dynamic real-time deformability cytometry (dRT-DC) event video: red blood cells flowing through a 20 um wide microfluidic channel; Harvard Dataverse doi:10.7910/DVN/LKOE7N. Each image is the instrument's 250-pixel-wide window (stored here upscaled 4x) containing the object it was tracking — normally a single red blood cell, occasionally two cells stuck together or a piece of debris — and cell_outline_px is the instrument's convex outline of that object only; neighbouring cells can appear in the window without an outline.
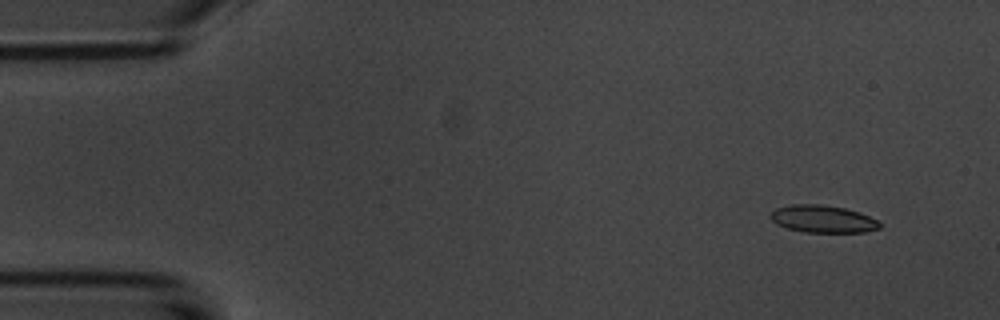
{"species": "common noctule bat (a hibernating species)", "species_latin": "Nyctalus noctula", "temperature_condition": "room temperature", "stored_images_in_passage": 54, "segment_of_instrument_passage": [1, 2], "camera_frame_rate_fps": 3000, "um_per_image_px": 0.085, "animal": {"sex": "male", "body_mass_g": 20.1, "forearm_length_mm": 53.5}, "frame": {"image": 1, "passage_image": 3, "time_ms": 0.667, "image_size_px": [1000, 320], "cell_outline_px": [[880, 228], [864, 232], [804, 232], [788, 228], [776, 224], [768, 216], [776, 208], [792, 204], [820, 204], [844, 208], [860, 212], [876, 220], [880, 224]], "centroid_in_image_um": [69.91, 18.61], "position_along_channel_um": 15.1, "area_um2": 17.34}}
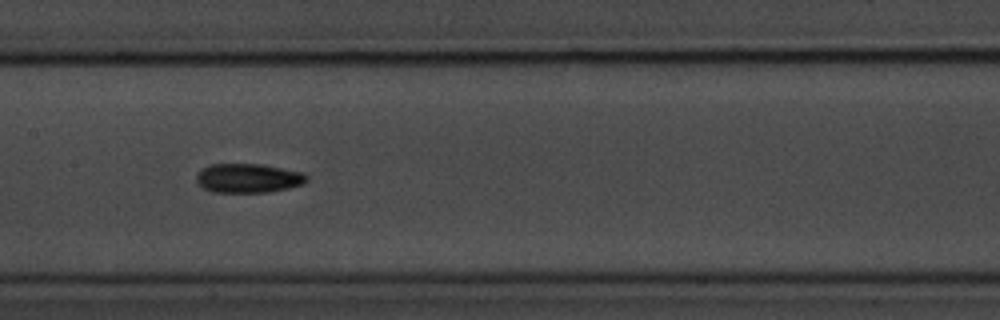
{"frame": {"image": 2, "passage_image": 25, "time_ms": 8.0, "image_size_px": [1000, 320], "cell_outline_px": [[308, 180], [304, 184], [288, 188], [268, 192], [212, 192], [204, 188], [196, 180], [196, 176], [200, 168], [212, 164], [264, 164], [304, 172], [308, 176]], "centroid_in_image_um": [21.13, 15.13], "position_along_channel_um": 186.3, "area_um2": 18.96}}
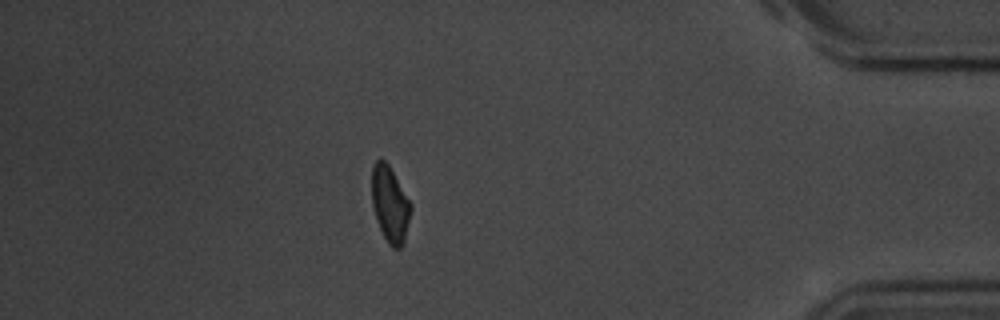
{"frame": {"image": 3, "passage_image": 46, "time_ms": 15.0, "image_size_px": [1000, 320], "cell_outline_px": [[412, 208], [404, 240], [400, 248], [392, 248], [388, 244], [376, 220], [372, 204], [372, 164], [380, 156], [388, 164], [412, 204]], "centroid_in_image_um": [33.14, 17.33], "position_along_channel_um": 402.1, "area_um2": 17.28}}